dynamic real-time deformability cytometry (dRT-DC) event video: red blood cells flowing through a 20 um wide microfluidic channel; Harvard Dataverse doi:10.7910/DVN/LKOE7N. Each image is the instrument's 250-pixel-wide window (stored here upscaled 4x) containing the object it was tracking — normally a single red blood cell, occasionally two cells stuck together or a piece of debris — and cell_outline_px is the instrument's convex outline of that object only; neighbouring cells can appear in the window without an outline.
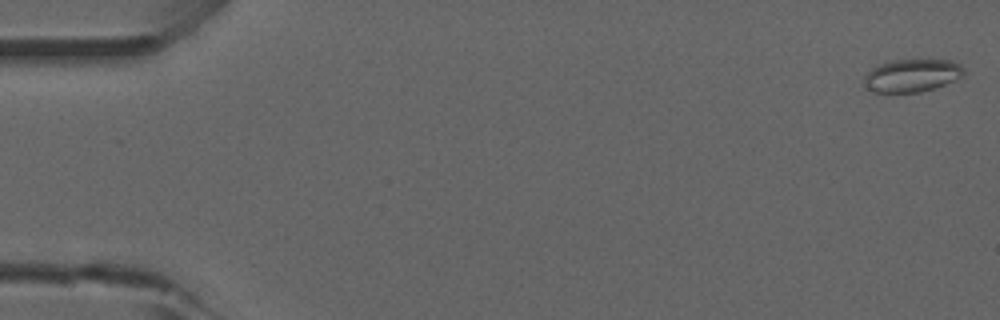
{"species": "common noctule bat (a hibernating species)", "species_latin": "Nyctalus noctula", "temperature_condition": "room temperature", "stored_images_in_passage": 52, "camera_frame_rate_fps": 3000, "um_per_image_px": 0.085, "animal": {"sex": "male", "forearm_length_mm": 52.5}, "frame": {"image": 1, "passage_image": 1, "time_ms": 0.0, "image_size_px": [1000, 320], "cell_outline_px": [[964, 76], [944, 84], [920, 92], [872, 92], [868, 88], [864, 80], [864, 76], [872, 68], [880, 64], [896, 60], [948, 60], [960, 64], [964, 68]], "centroid_in_image_um": [77.53, 6.41], "position_along_channel_um": 7.5, "area_um2": 18.79}}
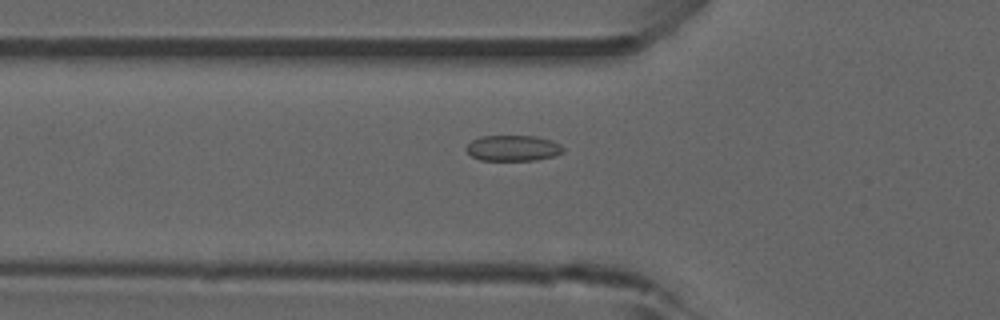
{"frame": {"image": 2, "passage_image": 18, "time_ms": 5.667, "image_size_px": [1000, 320], "cell_outline_px": [[564, 152], [552, 156], [536, 160], [480, 160], [472, 156], [464, 148], [472, 140], [480, 136], [536, 136], [552, 140], [560, 144], [564, 148]], "centroid_in_image_um": [43.6, 12.58], "position_along_channel_um": 82.2, "area_um2": 14.57}}
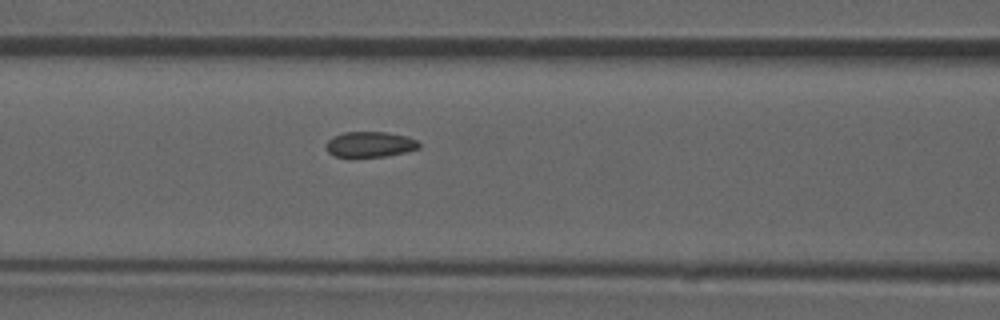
{"frame": {"image": 3, "passage_image": 22, "time_ms": 7.0, "image_size_px": [1000, 320], "cell_outline_px": [[420, 148], [404, 152], [384, 156], [348, 160], [332, 156], [328, 152], [328, 140], [332, 136], [344, 132], [388, 132], [408, 136], [416, 140], [420, 144]], "centroid_in_image_um": [31.4, 12.31], "position_along_channel_um": 135.2, "area_um2": 14.39}, "authors_computed_cell_mechanics": {"area_um2": 14.3633, "velocity_mm_per_s": 3.9161, "shape_relaxation_time_tau1_ms": null, "shape_relaxation_time_tau2_ms": 0.8163, "deformation_change_tau1": null, "deformation_change_tau2": 0.0539}}